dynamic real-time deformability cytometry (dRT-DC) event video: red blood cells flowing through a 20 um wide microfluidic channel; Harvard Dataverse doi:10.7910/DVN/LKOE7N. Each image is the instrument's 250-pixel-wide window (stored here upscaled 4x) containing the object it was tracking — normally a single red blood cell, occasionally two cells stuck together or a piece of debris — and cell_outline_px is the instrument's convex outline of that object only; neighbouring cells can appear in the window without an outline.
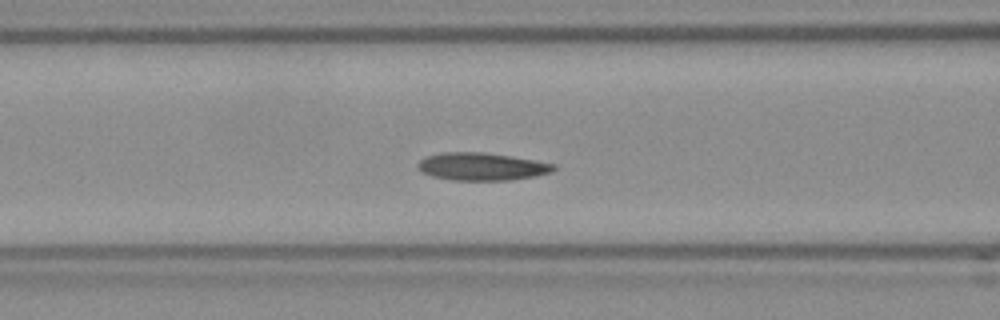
{"species": "Egyptian fruit bat (a non-hibernating species)", "species_latin": "Rousettus aegyptiacus", "temperature_condition": "room temperature", "stored_images_in_passage": 38, "camera_frame_rate_fps": 3000, "um_per_image_px": 0.085, "frame": {"image": 1, "passage_image": 6, "time_ms": 1.667, "image_size_px": [1000, 320], "cell_outline_px": [[556, 168], [552, 172], [536, 176], [512, 180], [452, 180], [432, 176], [420, 172], [416, 164], [420, 160], [428, 156], [444, 152], [480, 152], [508, 156], [556, 164]], "centroid_in_image_um": [40.93, 14.17], "position_along_channel_um": 125.7, "area_um2": 21.79}, "authors_computed_cell_mechanics": {"area_um2": 21.1548, "velocity_mm_per_s": 3.7813, "shape_relaxation_time_tau1_ms": null, "shape_relaxation_time_tau2_ms": 5.7551, "deformation_change_tau1": null, "deformation_change_tau2": 0.1288}}